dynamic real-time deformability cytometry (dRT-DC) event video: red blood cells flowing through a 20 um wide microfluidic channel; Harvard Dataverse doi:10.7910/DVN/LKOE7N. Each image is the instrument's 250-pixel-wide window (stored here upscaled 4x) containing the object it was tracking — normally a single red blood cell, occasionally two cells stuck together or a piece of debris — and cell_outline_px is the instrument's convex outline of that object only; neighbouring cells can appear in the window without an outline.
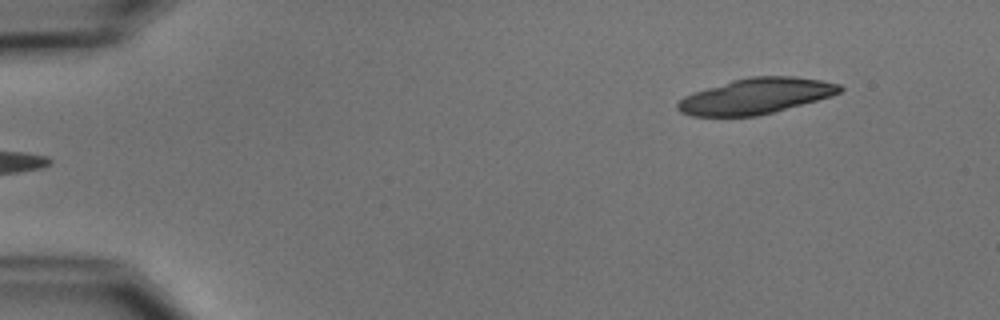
{"species": "common noctule bat (a hibernating species)", "species_latin": "Nyctalus noctula", "temperature_condition": "cold", "stored_images_in_passage": 5, "segment_of_instrument_passage": [2, 2], "camera_frame_rate_fps": 3000, "um_per_image_px": 0.085, "animal": {"sex": "male", "body_mass_g": 15.6}, "frame": {"image": 1, "passage_image": 5, "time_ms": 4.667, "image_size_px": [1000, 320], "cell_outline_px": [[844, 88], [840, 92], [832, 96], [772, 112], [756, 116], [692, 116], [680, 112], [676, 108], [676, 104], [684, 96], [692, 92], [732, 80], [748, 76], [796, 76], [820, 80], [840, 84]], "centroid_in_image_um": [64.23, 8.16], "position_along_channel_um": 20.8, "area_um2": 33.7}}